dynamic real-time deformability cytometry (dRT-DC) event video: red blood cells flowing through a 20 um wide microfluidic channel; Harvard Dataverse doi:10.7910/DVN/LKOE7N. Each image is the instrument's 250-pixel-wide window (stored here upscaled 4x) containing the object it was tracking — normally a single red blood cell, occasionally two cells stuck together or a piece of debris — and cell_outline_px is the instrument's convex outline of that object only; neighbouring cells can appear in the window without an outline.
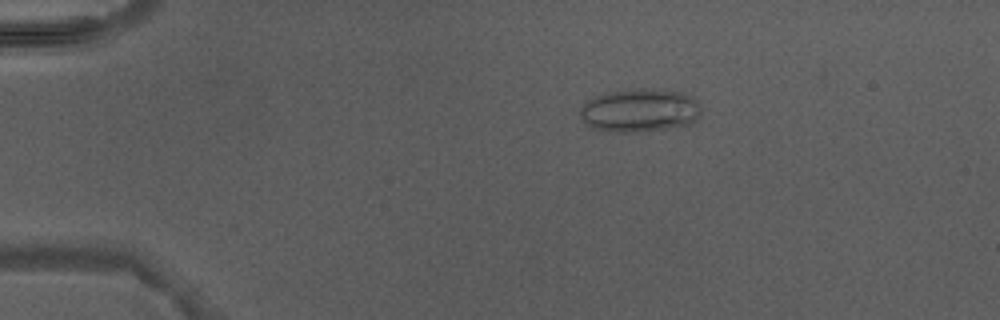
{"species": "Egyptian fruit bat (a non-hibernating species)", "species_latin": "Rousettus aegyptiacus", "temperature_condition": "warm", "stored_images_in_passage": 5, "camera_frame_rate_fps": 3000, "um_per_image_px": 0.085, "animal": {"sex": "male"}, "frame": {"image": 1, "passage_image": 3, "time_ms": 2.333, "image_size_px": [1000, 320], "cell_outline_px": [[700, 112], [692, 124], [668, 128], [640, 132], [616, 132], [596, 128], [584, 124], [580, 116], [580, 108], [592, 96], [604, 92], [628, 88], [652, 88], [684, 92], [696, 96], [700, 104]], "centroid_in_image_um": [54.39, 9.35], "position_along_channel_um": 30.6, "area_um2": 31.33}}